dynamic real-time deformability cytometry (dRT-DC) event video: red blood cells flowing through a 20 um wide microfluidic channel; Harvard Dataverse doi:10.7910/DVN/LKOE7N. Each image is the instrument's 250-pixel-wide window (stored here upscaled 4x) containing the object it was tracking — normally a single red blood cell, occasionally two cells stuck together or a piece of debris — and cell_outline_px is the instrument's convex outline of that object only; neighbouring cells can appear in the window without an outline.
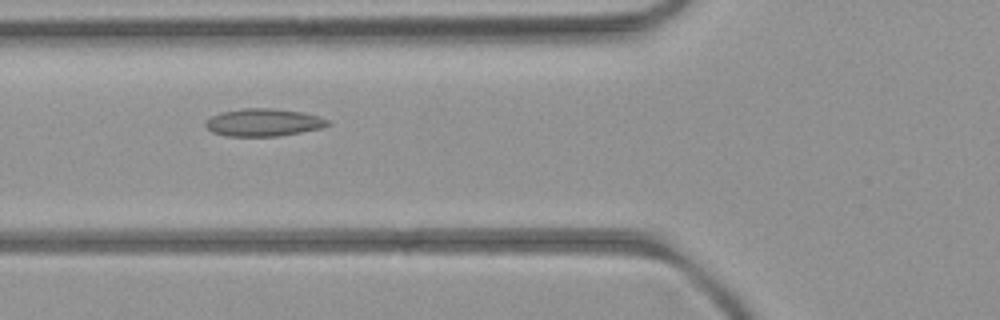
{"species": "common noctule bat (a hibernating species)", "species_latin": "Nyctalus noctula", "temperature_condition": "room temperature", "stored_images_in_passage": 13, "camera_frame_rate_fps": 3000, "um_per_image_px": 0.085, "animal": {"sex": "female", "body_mass_g": 21.9}, "frame": {"image": 1, "passage_image": 4, "time_ms": 4.667, "image_size_px": [1000, 320], "cell_outline_px": [[332, 124], [324, 128], [280, 136], [228, 136], [212, 132], [204, 124], [212, 116], [220, 112], [244, 108], [272, 108], [304, 112], [320, 116], [328, 120]], "centroid_in_image_um": [22.46, 10.4], "position_along_channel_um": 103.3, "area_um2": 19.83}}
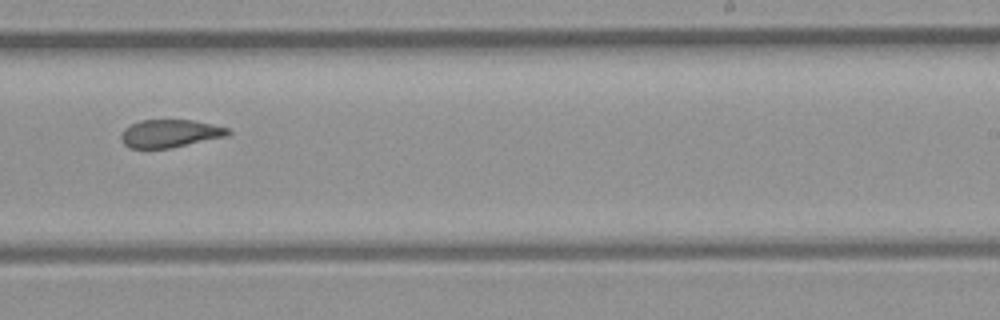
{"frame": {"image": 2, "passage_image": 8, "time_ms": 9.0, "image_size_px": [1000, 320], "cell_outline_px": [[232, 132], [228, 136], [168, 148], [128, 148], [120, 140], [120, 136], [124, 128], [140, 120], [192, 120], [212, 124], [228, 128]], "centroid_in_image_um": [14.43, 11.34], "position_along_channel_um": 274.6, "area_um2": 17.34}}
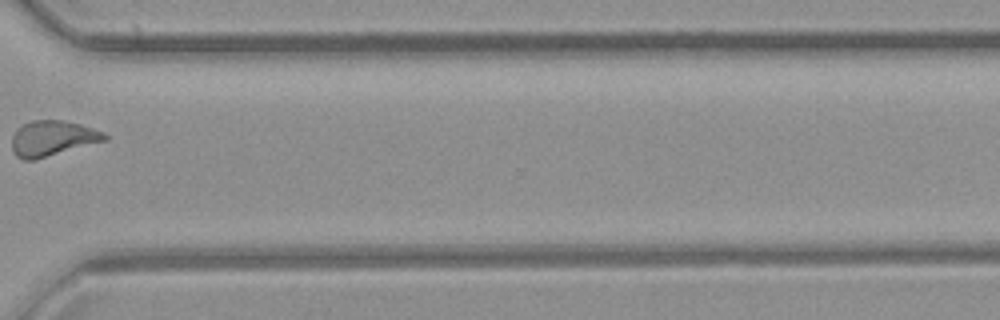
{"frame": {"image": 3, "passage_image": 10, "time_ms": 11.333, "image_size_px": [1000, 320], "cell_outline_px": [[108, 140], [32, 160], [24, 160], [16, 156], [12, 152], [12, 136], [16, 128], [32, 120], [64, 120], [80, 124], [104, 132], [108, 136]], "centroid_in_image_um": [4.45, 11.75], "position_along_channel_um": 366.2, "area_um2": 19.13}}